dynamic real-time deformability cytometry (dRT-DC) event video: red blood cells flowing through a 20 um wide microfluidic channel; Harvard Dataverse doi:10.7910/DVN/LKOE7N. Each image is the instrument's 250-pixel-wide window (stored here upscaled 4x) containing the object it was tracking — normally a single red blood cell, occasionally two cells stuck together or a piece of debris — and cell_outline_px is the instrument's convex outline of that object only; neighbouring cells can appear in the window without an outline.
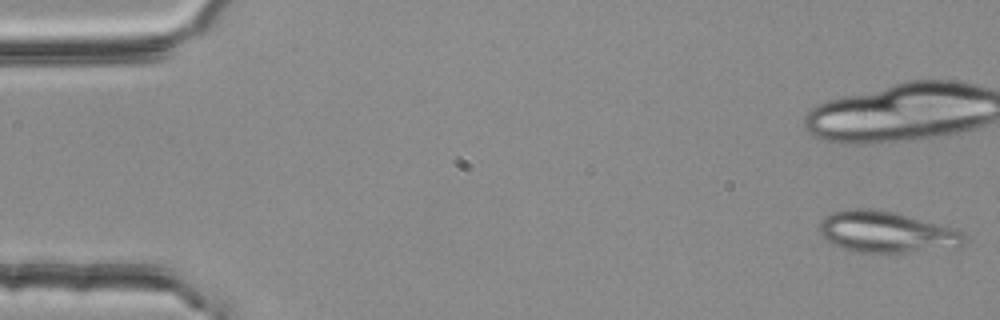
{"species": "common noctule bat (a hibernating species)", "species_latin": "Nyctalus noctula", "temperature_condition": "room temperature", "stored_images_in_passage": 41, "camera_frame_rate_fps": 3000, "um_per_image_px": 0.085, "animal": {"sex": "female", "body_mass_g": 25.1}, "frame": {"image": 1, "passage_image": 1, "time_ms": 0.0, "image_size_px": [1000, 320], "cell_outline_px": [[968, 240], [960, 248], [904, 252], [852, 252], [832, 244], [820, 232], [820, 224], [824, 216], [832, 212], [852, 208], [876, 208], [896, 212], [956, 228]], "centroid_in_image_um": [75.4, 19.72], "position_along_channel_um": 9.6, "area_um2": 35.26}}